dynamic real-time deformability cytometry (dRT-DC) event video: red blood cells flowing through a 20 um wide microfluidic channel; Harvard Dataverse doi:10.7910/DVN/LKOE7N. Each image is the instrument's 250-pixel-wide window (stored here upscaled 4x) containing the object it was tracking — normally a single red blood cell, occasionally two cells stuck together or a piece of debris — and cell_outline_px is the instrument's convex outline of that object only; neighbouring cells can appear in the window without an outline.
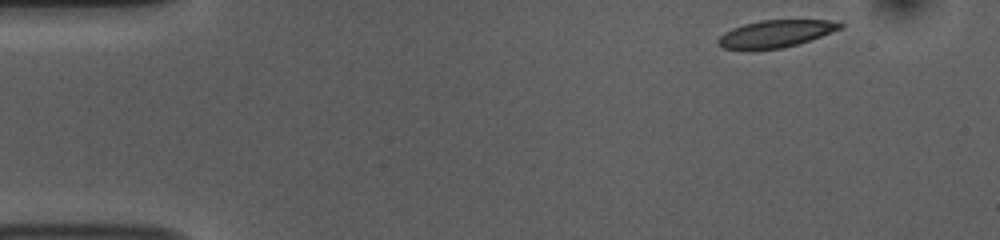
{"species": "common noctule bat (a hibernating species)", "species_latin": "Nyctalus noctula", "temperature_condition": "room temperature", "stored_images_in_passage": 49, "camera_frame_rate_fps": 3000, "um_per_image_px": 0.085, "animal": {"sex": "female", "body_mass_g": 10.0, "forearm_length_mm": 53.1}, "frame": {"image": 1, "passage_image": 1, "time_ms": 0.0, "image_size_px": [1000, 240], "cell_outline_px": [[844, 28], [796, 44], [780, 48], [752, 52], [724, 48], [716, 44], [716, 40], [724, 32], [732, 28], [744, 24], [760, 20], [840, 20], [844, 24]], "centroid_in_image_um": [65.89, 2.88], "position_along_channel_um": 19.1, "area_um2": 19.88}}
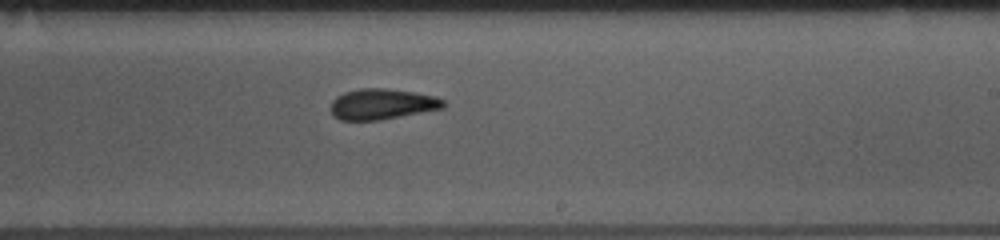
{"frame": {"image": 2, "passage_image": 27, "time_ms": 8.667, "image_size_px": [1000, 240], "cell_outline_px": [[448, 104], [444, 108], [380, 120], [340, 120], [332, 116], [332, 100], [336, 96], [344, 92], [360, 88], [384, 88], [412, 92], [436, 96], [444, 100]], "centroid_in_image_um": [32.49, 8.85], "position_along_channel_um": 256.5, "area_um2": 20.23}}
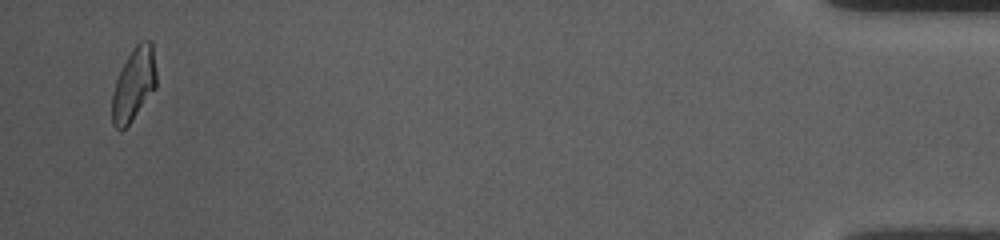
{"frame": {"image": 3, "passage_image": 47, "time_ms": 15.333, "image_size_px": [1000, 240], "cell_outline_px": [[156, 88], [132, 120], [120, 132], [112, 124], [112, 92], [116, 80], [132, 48], [140, 40], [152, 40], [156, 72]], "centroid_in_image_um": [11.38, 7.16], "position_along_channel_um": 423.8, "area_um2": 18.84}, "authors_computed_cell_mechanics": {"area_um2": 20.23, "velocity_mm_per_s": 3.747, "shape_relaxation_time_tau1_ms": 3.0855, "shape_relaxation_time_tau2_ms": 1.7776, "deformation_change_tau1": 0.1277, "deformation_change_tau2": 0.0916}}